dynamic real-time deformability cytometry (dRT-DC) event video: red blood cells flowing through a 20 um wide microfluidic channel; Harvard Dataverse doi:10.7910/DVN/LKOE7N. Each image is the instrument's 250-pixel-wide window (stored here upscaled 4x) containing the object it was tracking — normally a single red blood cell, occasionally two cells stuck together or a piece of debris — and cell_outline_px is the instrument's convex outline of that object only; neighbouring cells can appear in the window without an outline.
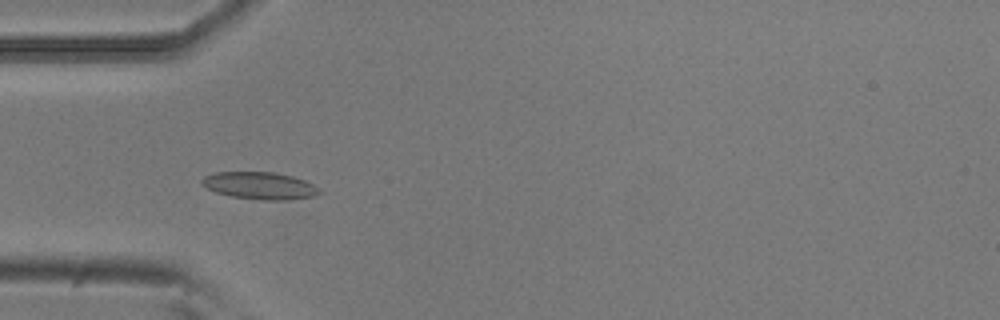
{"species": "common noctule bat (a hibernating species)", "species_latin": "Nyctalus noctula", "temperature_condition": "room temperature", "stored_images_in_passage": 46, "camera_frame_rate_fps": 3000, "um_per_image_px": 0.085, "animal": {"sex": "male", "body_mass_g": 20.5, "forearm_length_mm": 52.5}, "frame": {"image": 1, "passage_image": 9, "time_ms": 2.667, "image_size_px": [1000, 320], "cell_outline_px": [[320, 192], [312, 196], [288, 200], [264, 200], [232, 196], [216, 192], [200, 184], [200, 180], [204, 176], [216, 172], [276, 172], [292, 176], [304, 180], [320, 188]], "centroid_in_image_um": [22.06, 15.77], "position_along_channel_um": 62.9, "area_um2": 18.55}}
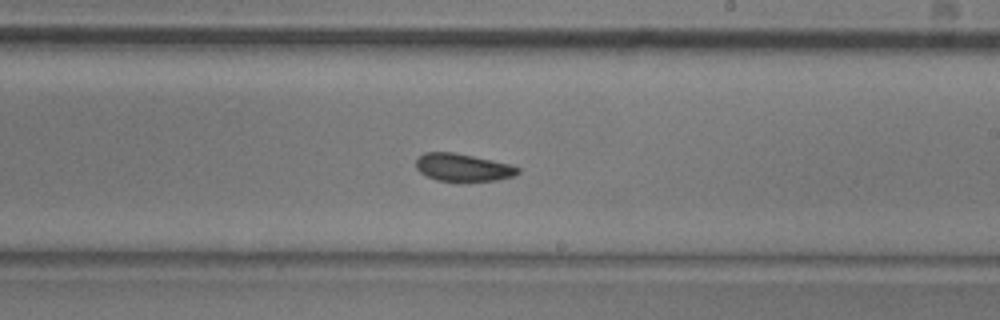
{"frame": {"image": 2, "passage_image": 24, "time_ms": 7.667, "image_size_px": [1000, 320], "cell_outline_px": [[520, 172], [512, 176], [496, 180], [436, 180], [420, 172], [416, 168], [416, 160], [424, 152], [452, 152], [512, 164], [520, 168]], "centroid_in_image_um": [39.35, 14.21], "position_along_channel_um": 249.7, "area_um2": 16.07}}
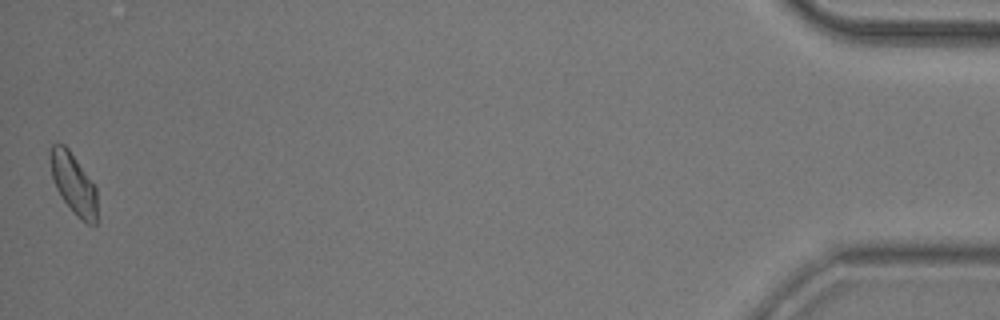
{"frame": {"image": 3, "passage_image": 46, "time_ms": 15.0, "image_size_px": [1000, 320], "cell_outline_px": [[96, 224], [88, 224], [80, 220], [76, 216], [64, 200], [56, 188], [52, 176], [48, 156], [48, 152], [52, 144], [64, 144], [68, 148], [96, 188]], "centroid_in_image_um": [6.21, 15.59], "position_along_channel_um": 429.0, "area_um2": 16.42}, "authors_computed_cell_mechanics": {"area_um2": 16.9065, "velocity_mm_per_s": 3.7422, "shape_relaxation_time_tau1_ms": 7.7253, "shape_relaxation_time_tau2_ms": 3.0571, "deformation_change_tau1": 0.1192, "deformation_change_tau2": 0.0779}}